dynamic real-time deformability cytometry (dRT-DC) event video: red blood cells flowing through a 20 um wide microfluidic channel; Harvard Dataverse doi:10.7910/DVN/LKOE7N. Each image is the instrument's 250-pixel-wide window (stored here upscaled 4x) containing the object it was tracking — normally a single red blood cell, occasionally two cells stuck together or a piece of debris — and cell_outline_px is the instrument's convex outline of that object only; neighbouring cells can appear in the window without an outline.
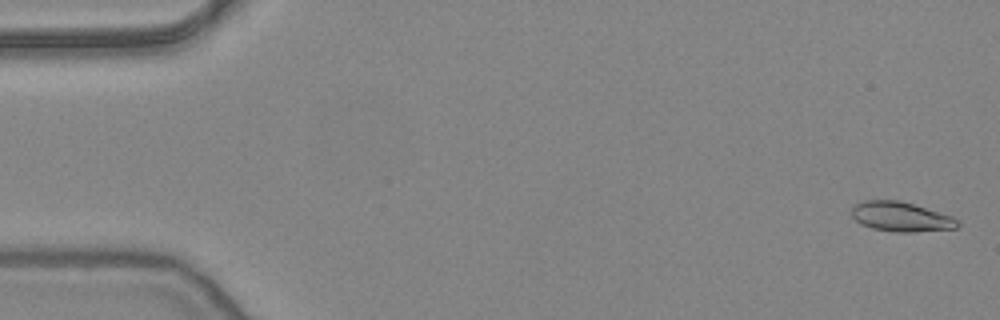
{"species": "common noctule bat (a hibernating species)", "species_latin": "Nyctalus noctula", "temperature_condition": "warm", "stored_images_in_passage": 54, "camera_frame_rate_fps": 3000, "um_per_image_px": 0.085, "animal": {"sex": "female", "body_mass_g": 24.6, "forearm_length_mm": 56.2}, "frame": {"image": 1, "passage_image": 2, "time_ms": 0.333, "image_size_px": [1000, 320], "cell_outline_px": [[960, 224], [956, 228], [912, 232], [896, 232], [872, 228], [860, 224], [852, 216], [852, 204], [864, 200], [900, 200], [952, 216], [960, 220]], "centroid_in_image_um": [76.57, 18.41], "position_along_channel_um": 8.4, "area_um2": 18.38}}
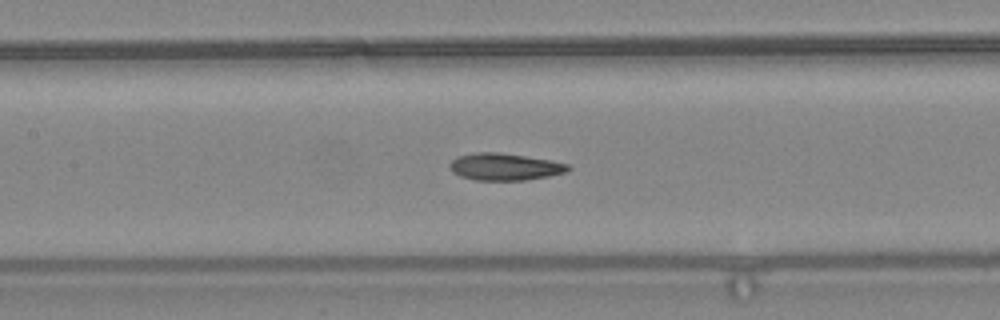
{"frame": {"image": 2, "passage_image": 25, "time_ms": 8.0, "image_size_px": [1000, 320], "cell_outline_px": [[572, 168], [568, 172], [548, 176], [524, 180], [476, 180], [460, 176], [452, 172], [448, 164], [456, 156], [476, 152], [500, 152], [552, 160], [568, 164]], "centroid_in_image_um": [42.9, 14.17], "position_along_channel_um": 164.5, "area_um2": 18.84}}
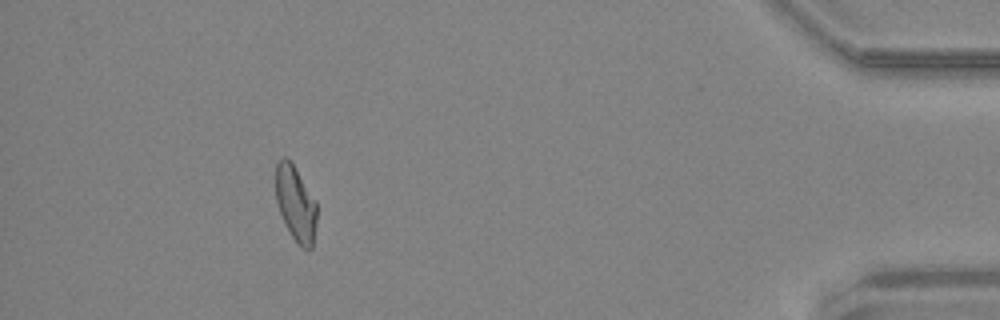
{"frame": {"image": 3, "passage_image": 49, "time_ms": 16.0, "image_size_px": [1000, 320], "cell_outline_px": [[316, 224], [312, 248], [308, 252], [300, 248], [296, 244], [280, 212], [276, 200], [276, 164], [284, 156], [292, 164], [316, 200]], "centroid_in_image_um": [25.15, 17.38], "position_along_channel_um": 410.1, "area_um2": 17.86}, "authors_computed_cell_mechanics": {"area_um2": 18.5827, "velocity_mm_per_s": 3.8484, "shape_relaxation_time_tau1_ms": null, "shape_relaxation_time_tau2_ms": 3.0094, "deformation_change_tau1": null, "deformation_change_tau2": 0.1001}}